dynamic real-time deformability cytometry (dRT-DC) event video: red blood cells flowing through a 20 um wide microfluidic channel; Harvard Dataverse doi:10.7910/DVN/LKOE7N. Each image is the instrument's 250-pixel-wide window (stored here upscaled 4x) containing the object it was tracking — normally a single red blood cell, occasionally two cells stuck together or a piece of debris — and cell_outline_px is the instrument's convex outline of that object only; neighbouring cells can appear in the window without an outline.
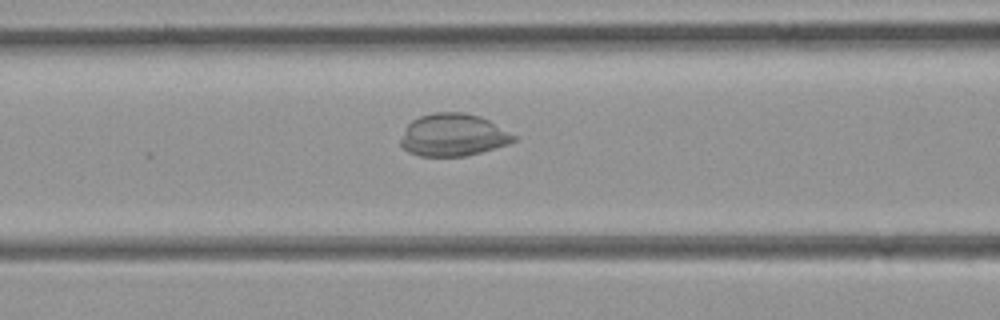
{"species": "common noctule bat (a hibernating species)", "species_latin": "Nyctalus noctula", "temperature_condition": "room temperature", "stored_images_in_passage": 37, "camera_frame_rate_fps": 3000, "um_per_image_px": 0.085, "animal": {"sex": "female", "body_mass_g": 21.9}, "frame": {"image": 1, "passage_image": 14, "time_ms": 4.333, "image_size_px": [1000, 320], "cell_outline_px": [[516, 140], [508, 144], [480, 152], [464, 156], [420, 156], [408, 152], [400, 144], [400, 140], [408, 124], [412, 120], [420, 116], [432, 112], [464, 112], [480, 116], [488, 120], [516, 136]], "centroid_in_image_um": [38.5, 11.47], "position_along_channel_um": 128.1, "area_um2": 27.8}}
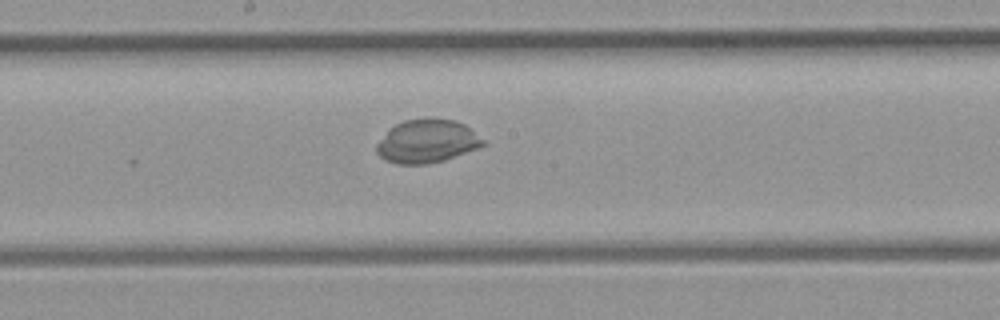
{"frame": {"image": 2, "passage_image": 20, "time_ms": 6.333, "image_size_px": [1000, 320], "cell_outline_px": [[484, 144], [476, 148], [444, 160], [428, 164], [396, 164], [384, 160], [376, 152], [376, 144], [396, 124], [404, 120], [456, 120], [464, 124], [484, 140]], "centroid_in_image_um": [36.27, 12.04], "position_along_channel_um": 211.9, "area_um2": 26.13}}
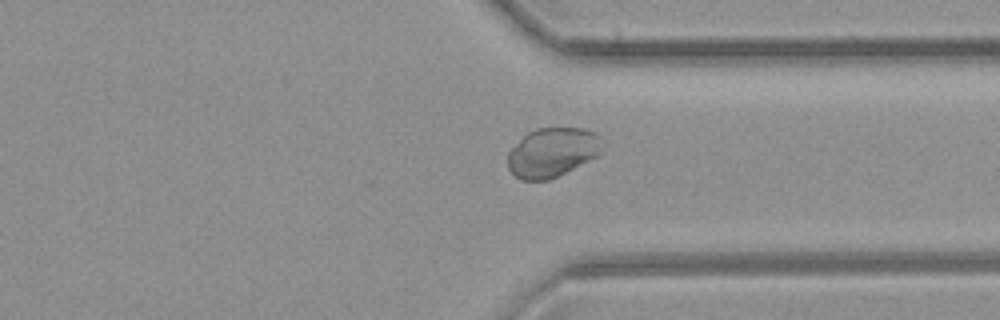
{"frame": {"image": 3, "passage_image": 31, "time_ms": 10.0, "image_size_px": [1000, 320], "cell_outline_px": [[600, 156], [548, 180], [520, 180], [508, 168], [508, 152], [528, 132], [536, 128], [584, 128], [596, 132], [600, 136]], "centroid_in_image_um": [46.96, 12.95], "position_along_channel_um": 364.4, "area_um2": 27.05}}